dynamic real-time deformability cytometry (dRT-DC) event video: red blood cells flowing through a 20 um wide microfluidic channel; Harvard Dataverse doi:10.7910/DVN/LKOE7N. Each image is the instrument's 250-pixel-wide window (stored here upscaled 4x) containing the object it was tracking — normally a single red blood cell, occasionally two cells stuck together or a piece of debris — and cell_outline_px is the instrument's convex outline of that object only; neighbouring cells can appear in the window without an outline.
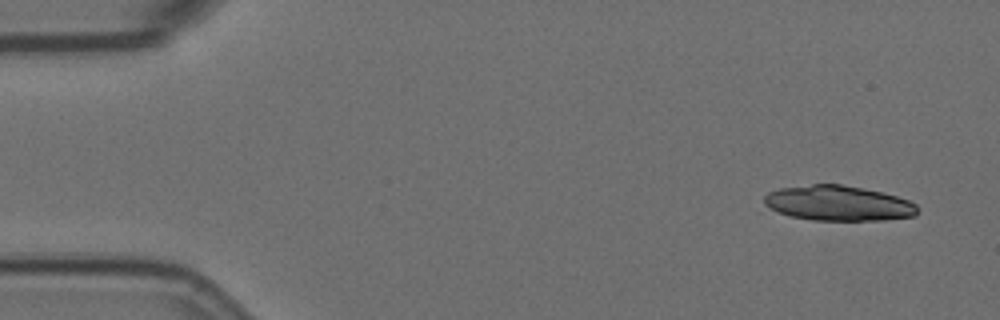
{"species": "Egyptian fruit bat (a non-hibernating species)", "species_latin": "Rousettus aegyptiacus", "temperature_condition": "room temperature", "stored_images_in_passage": 7, "camera_frame_rate_fps": 3000, "um_per_image_px": 0.085, "animal": {"sex": "female"}, "frame": {"image": 1, "passage_image": 1, "time_ms": 0.0, "image_size_px": [1000, 320], "cell_outline_px": [[916, 216], [884, 220], [812, 220], [788, 216], [776, 212], [764, 204], [764, 196], [768, 192], [780, 188], [812, 184], [840, 184], [864, 188], [896, 196], [908, 200], [916, 204]], "centroid_in_image_um": [71.22, 17.28], "position_along_channel_um": 13.8, "area_um2": 31.44}}